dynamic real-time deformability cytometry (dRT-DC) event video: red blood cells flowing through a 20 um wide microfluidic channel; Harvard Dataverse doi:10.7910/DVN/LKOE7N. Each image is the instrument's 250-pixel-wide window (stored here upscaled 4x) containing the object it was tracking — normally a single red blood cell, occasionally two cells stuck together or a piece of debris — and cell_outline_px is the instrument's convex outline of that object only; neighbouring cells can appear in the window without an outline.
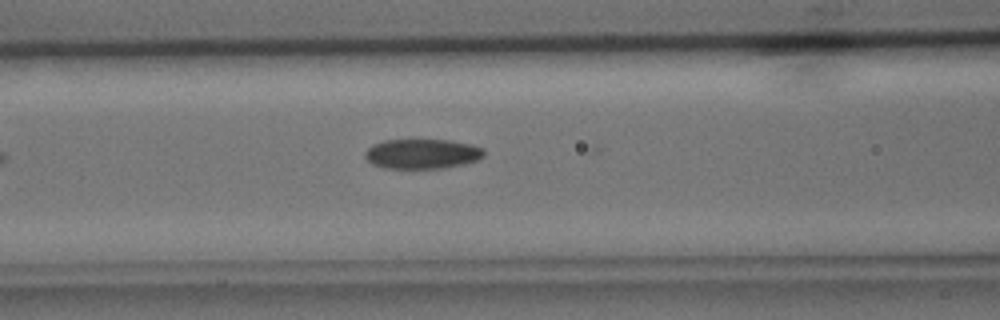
{"species": "common noctule bat (a hibernating species)", "species_latin": "Nyctalus noctula", "temperature_condition": "cold", "stored_images_in_passage": 4, "camera_frame_rate_fps": 3000, "um_per_image_px": 0.085, "animal": {"sex": "male", "body_mass_g": 15.6}, "frame": {"image": 1, "passage_image": 4, "time_ms": 3.333, "image_size_px": [1000, 320], "cell_outline_px": [[484, 156], [476, 160], [464, 164], [440, 168], [384, 168], [372, 164], [364, 156], [364, 152], [372, 144], [384, 140], [448, 140], [472, 144], [484, 148]], "centroid_in_image_um": [35.87, 13.07], "position_along_channel_um": 130.7, "area_um2": 20.69}}